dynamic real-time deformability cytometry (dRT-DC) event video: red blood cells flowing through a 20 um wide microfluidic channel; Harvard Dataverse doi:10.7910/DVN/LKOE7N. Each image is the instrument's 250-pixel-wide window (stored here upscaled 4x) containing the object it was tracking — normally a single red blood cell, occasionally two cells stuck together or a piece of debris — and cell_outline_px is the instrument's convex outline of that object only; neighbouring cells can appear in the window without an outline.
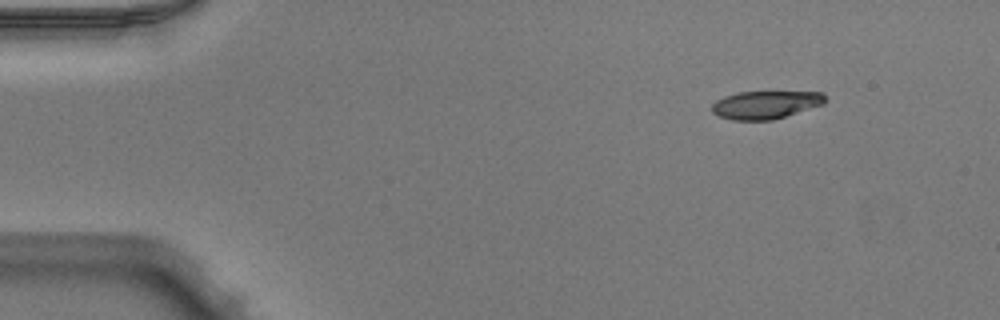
{"species": "Egyptian fruit bat (a non-hibernating species)", "species_latin": "Rousettus aegyptiacus", "temperature_condition": "warm", "stored_images_in_passage": 45, "camera_frame_rate_fps": 3000, "um_per_image_px": 0.085, "animal": {"sex": "male"}, "frame": {"image": 1, "passage_image": 1, "time_ms": 0.0, "image_size_px": [1000, 320], "cell_outline_px": [[824, 104], [772, 120], [732, 120], [720, 116], [712, 112], [712, 104], [716, 100], [724, 96], [736, 92], [820, 92], [824, 96]], "centroid_in_image_um": [65.03, 8.9], "position_along_channel_um": 20.0, "area_um2": 18.26}}
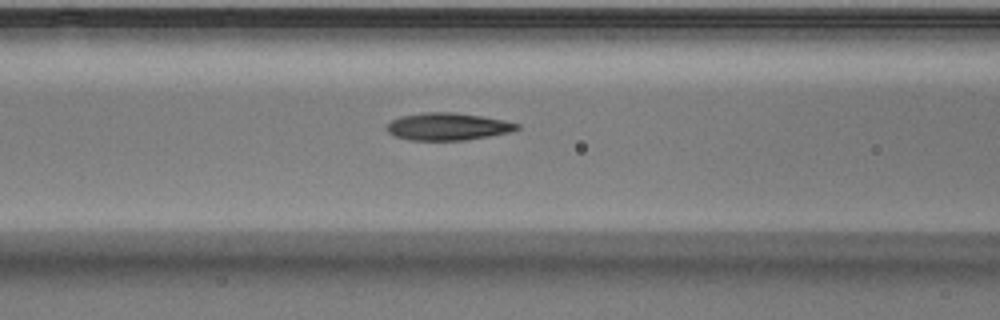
{"frame": {"image": 2, "passage_image": 16, "time_ms": 5.0, "image_size_px": [1000, 320], "cell_outline_px": [[520, 128], [512, 132], [464, 140], [408, 140], [396, 136], [388, 132], [384, 128], [392, 120], [400, 116], [424, 112], [452, 112], [484, 116], [504, 120], [520, 124]], "centroid_in_image_um": [38.07, 10.75], "position_along_channel_um": 128.5, "area_um2": 20.87}}
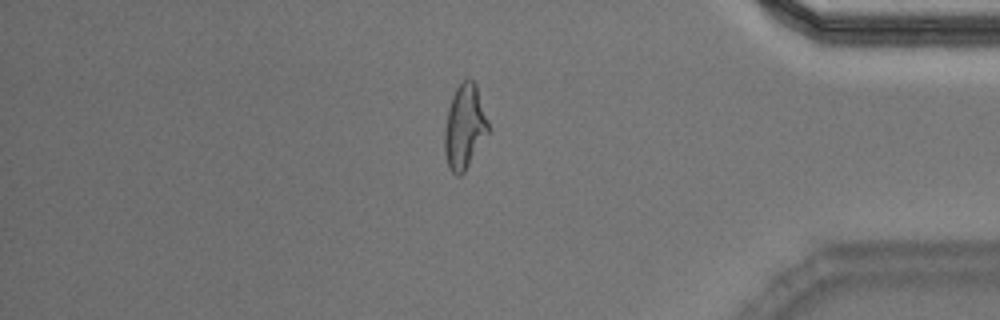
{"frame": {"image": 3, "passage_image": 38, "time_ms": 12.333, "image_size_px": [1000, 320], "cell_outline_px": [[488, 132], [464, 172], [460, 176], [456, 176], [448, 168], [444, 152], [444, 128], [448, 108], [452, 96], [456, 88], [464, 80], [472, 80], [476, 84], [488, 124]], "centroid_in_image_um": [39.44, 10.81], "position_along_channel_um": 395.8, "area_um2": 21.15}, "authors_computed_cell_mechanics": {"area_um2": 20.5768, "velocity_mm_per_s": 4.0047, "shape_relaxation_time_tau1_ms": 4.1175, "shape_relaxation_time_tau2_ms": 2.3718, "deformation_change_tau1": 0.1907, "deformation_change_tau2": 0.112}}